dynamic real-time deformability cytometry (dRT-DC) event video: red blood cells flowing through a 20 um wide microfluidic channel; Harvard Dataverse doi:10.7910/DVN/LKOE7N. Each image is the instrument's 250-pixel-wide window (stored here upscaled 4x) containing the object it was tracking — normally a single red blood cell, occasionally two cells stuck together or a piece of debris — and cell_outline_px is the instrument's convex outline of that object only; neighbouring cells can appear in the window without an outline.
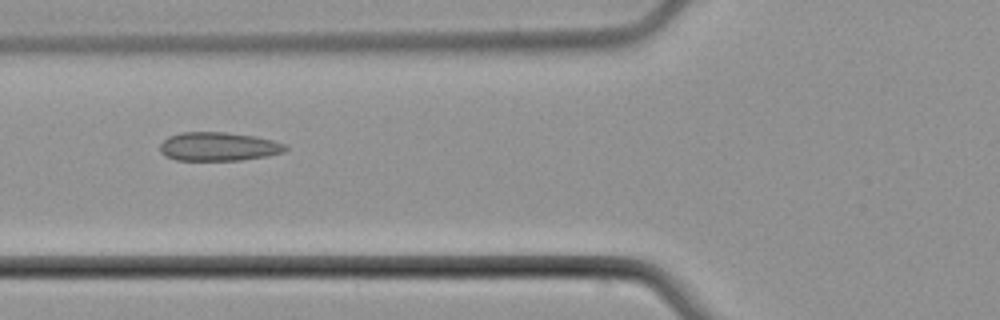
{"species": "common noctule bat (a hibernating species)", "species_latin": "Nyctalus noctula", "temperature_condition": "cold", "stored_images_in_passage": 7, "camera_frame_rate_fps": 3000, "um_per_image_px": 0.085, "animal": {"sex": "male", "body_mass_g": 21.5, "forearm_length_mm": 52.0}, "frame": {"image": 1, "passage_image": 6, "time_ms": 6.0, "image_size_px": [1000, 320], "cell_outline_px": [[288, 148], [284, 152], [268, 156], [240, 160], [176, 160], [160, 152], [160, 144], [168, 136], [180, 132], [224, 132], [256, 136], [288, 144]], "centroid_in_image_um": [18.6, 12.45], "position_along_channel_um": 107.2, "area_um2": 21.1}}
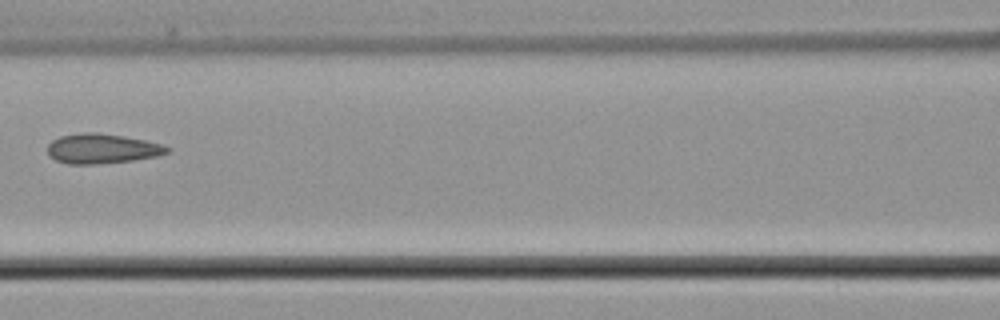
{"frame": {"image": 2, "passage_image": 7, "time_ms": 7.333, "image_size_px": [1000, 320], "cell_outline_px": [[172, 148], [168, 152], [160, 156], [132, 160], [96, 164], [68, 164], [56, 160], [48, 156], [48, 144], [52, 140], [60, 136], [84, 132], [96, 132], [124, 136], [164, 144]], "centroid_in_image_um": [8.69, 12.63], "position_along_channel_um": 157.9, "area_um2": 20.92}}